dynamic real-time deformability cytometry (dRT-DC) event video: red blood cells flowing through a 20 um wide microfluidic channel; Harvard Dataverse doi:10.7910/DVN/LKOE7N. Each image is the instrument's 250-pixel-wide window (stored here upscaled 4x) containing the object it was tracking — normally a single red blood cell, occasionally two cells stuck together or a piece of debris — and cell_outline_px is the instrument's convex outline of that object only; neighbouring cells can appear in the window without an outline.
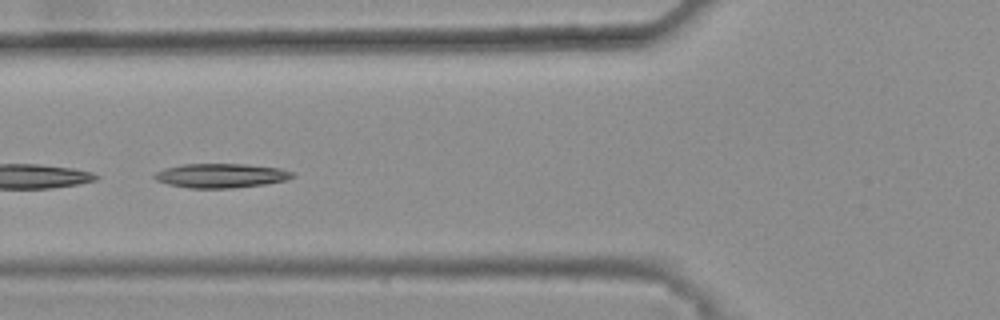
{"species": "common noctule bat (a hibernating species)", "species_latin": "Nyctalus noctula", "temperature_condition": "warm", "stored_images_in_passage": 45, "camera_frame_rate_fps": 3000, "um_per_image_px": 0.085, "animal": {"sex": "female", "body_mass_g": 25.1}, "frame": {"image": 1, "passage_image": 20, "time_ms": 6.333, "image_size_px": [1000, 320], "cell_outline_px": [[296, 176], [288, 180], [264, 184], [232, 188], [188, 188], [168, 184], [156, 180], [152, 176], [156, 172], [164, 168], [180, 164], [248, 164], [280, 168], [296, 172]], "centroid_in_image_um": [18.82, 14.92], "position_along_channel_um": 107.0, "area_um2": 19.77}, "authors_computed_cell_mechanics": {"area_um2": 18.9584, "velocity_mm_per_s": 3.7815, "shape_relaxation_time_tau1_ms": 5.2943, "shape_relaxation_time_tau2_ms": null, "deformation_change_tau1": 0.19, "deformation_change_tau2": null}}